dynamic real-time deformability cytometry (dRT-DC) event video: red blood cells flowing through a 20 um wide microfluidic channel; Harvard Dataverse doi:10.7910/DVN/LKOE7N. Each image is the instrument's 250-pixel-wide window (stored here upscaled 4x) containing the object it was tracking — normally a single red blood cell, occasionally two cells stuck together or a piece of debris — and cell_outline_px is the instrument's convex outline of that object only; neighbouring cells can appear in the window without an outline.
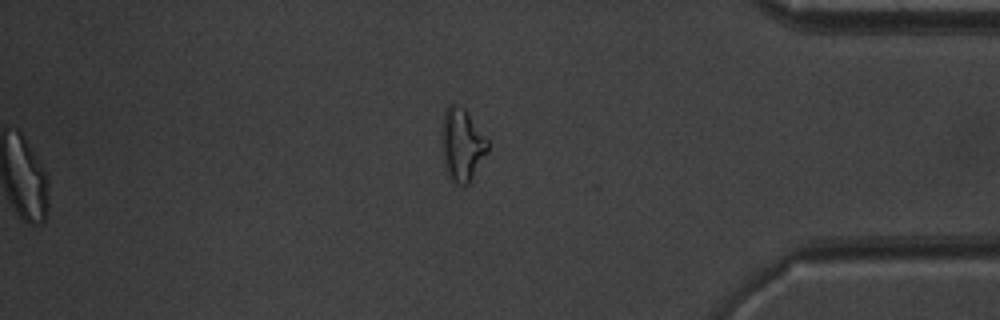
{"species": "common noctule bat (a hibernating species)", "species_latin": "Nyctalus noctula", "temperature_condition": "warm", "stored_images_in_passage": 52, "segment_of_instrument_passage": [2, 2], "camera_frame_rate_fps": 3000, "um_per_image_px": 0.085, "animal": {"sex": "male", "body_mass_g": 20.1, "forearm_length_mm": 53.5}, "frame": {"image": 1, "passage_image": 52, "time_ms": 17.0, "image_size_px": [1000, 320], "cell_outline_px": [[488, 152], [468, 184], [456, 184], [452, 180], [448, 172], [440, 148], [440, 140], [444, 112], [448, 104], [456, 104], [464, 108], [488, 140]], "centroid_in_image_um": [39.25, 12.27], "position_along_channel_um": 396.0, "area_um2": 19.42}}